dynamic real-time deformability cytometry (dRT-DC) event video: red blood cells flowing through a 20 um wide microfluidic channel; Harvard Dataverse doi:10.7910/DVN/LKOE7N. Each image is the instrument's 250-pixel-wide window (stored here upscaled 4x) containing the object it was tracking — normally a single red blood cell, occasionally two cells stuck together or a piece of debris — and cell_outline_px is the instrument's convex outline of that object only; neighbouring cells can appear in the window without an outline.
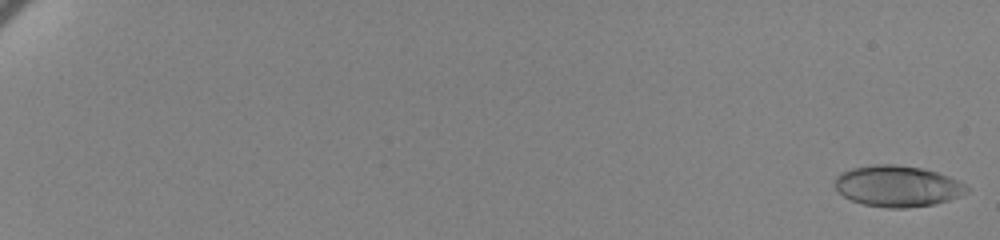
{"species": "human", "species_latin": "Homo sapiens", "temperature_condition": "cold", "stored_images_in_passage": 62, "camera_frame_rate_fps": 3000, "um_per_image_px": 0.085, "donor": {"sex": "female"}, "frame": {"image": 1, "passage_image": 1, "time_ms": 0.0, "image_size_px": [1000, 240], "cell_outline_px": [[972, 188], [968, 192], [960, 196], [948, 200], [932, 204], [908, 208], [888, 208], [864, 204], [852, 200], [844, 196], [836, 188], [836, 176], [840, 172], [852, 168], [872, 164], [896, 164], [924, 168], [948, 176], [968, 184]], "centroid_in_image_um": [76.33, 15.81], "position_along_channel_um": 8.7, "area_um2": 31.79}}
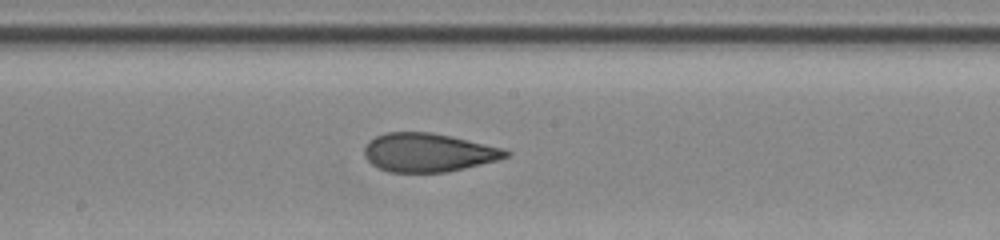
{"frame": {"image": 2, "passage_image": 38, "time_ms": 12.333, "image_size_px": [1000, 240], "cell_outline_px": [[512, 152], [508, 156], [496, 160], [448, 172], [388, 172], [372, 164], [364, 156], [364, 148], [368, 140], [384, 132], [432, 132], [452, 136], [504, 148]], "centroid_in_image_um": [36.39, 12.95], "position_along_channel_um": 211.8, "area_um2": 31.91}}
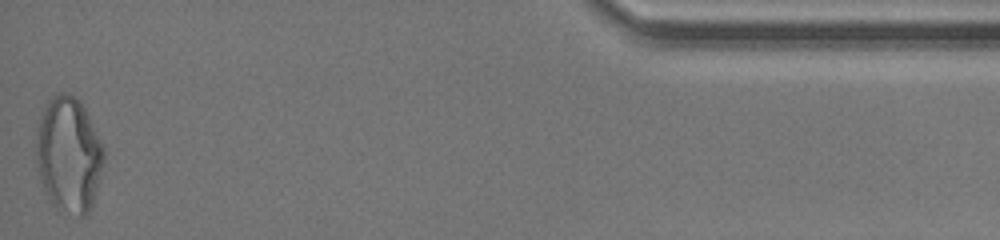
{"frame": {"image": 3, "passage_image": 62, "time_ms": 20.333, "image_size_px": [1000, 240], "cell_outline_px": [[104, 160], [92, 208], [84, 216], [80, 216], [56, 208], [52, 204], [40, 180], [36, 156], [36, 140], [40, 120], [48, 100], [56, 92], [64, 92], [80, 100], [104, 144]], "centroid_in_image_um": [5.87, 13.14], "position_along_channel_um": 429.3, "area_um2": 45.43}, "authors_computed_cell_mechanics": {"area_um2": 31.9923, "velocity_mm_per_s": 3.4595, "shape_relaxation_time_tau1_ms": 8.1346, "shape_relaxation_time_tau2_ms": 1.536, "deformation_change_tau1": 0.2002, "deformation_change_tau2": 0.092}}